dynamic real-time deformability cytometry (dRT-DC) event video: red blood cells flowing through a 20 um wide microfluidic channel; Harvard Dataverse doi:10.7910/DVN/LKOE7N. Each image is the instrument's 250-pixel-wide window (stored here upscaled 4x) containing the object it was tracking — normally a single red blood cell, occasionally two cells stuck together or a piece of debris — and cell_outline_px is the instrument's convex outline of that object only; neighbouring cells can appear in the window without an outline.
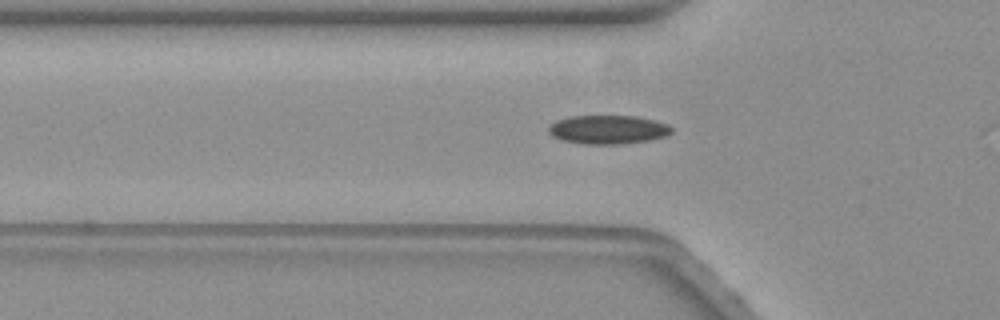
{"species": "common noctule bat (a hibernating species)", "species_latin": "Nyctalus noctula", "temperature_condition": "warm", "stored_images_in_passage": 56, "camera_frame_rate_fps": 3000, "um_per_image_px": 0.085, "animal": {"sex": "female", "body_mass_g": 19.3, "forearm_length_mm": 54.1}, "frame": {"image": 1, "passage_image": 16, "time_ms": 5.0, "image_size_px": [1000, 320], "cell_outline_px": [[672, 132], [668, 136], [648, 140], [620, 144], [584, 144], [560, 140], [552, 136], [548, 132], [548, 128], [556, 120], [568, 116], [636, 116], [668, 124], [672, 128]], "centroid_in_image_um": [51.66, 11.02], "position_along_channel_um": 74.1, "area_um2": 20.69}}
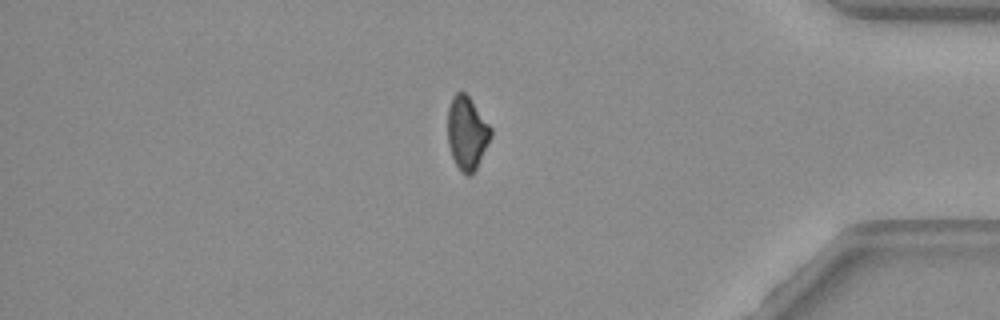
{"frame": {"image": 2, "passage_image": 46, "time_ms": 15.0, "image_size_px": [1000, 320], "cell_outline_px": [[492, 136], [476, 168], [468, 176], [464, 176], [460, 172], [452, 156], [448, 144], [448, 108], [452, 96], [456, 92], [464, 92], [468, 96], [492, 128]], "centroid_in_image_um": [39.68, 11.31], "position_along_channel_um": 395.5, "area_um2": 18.32}}
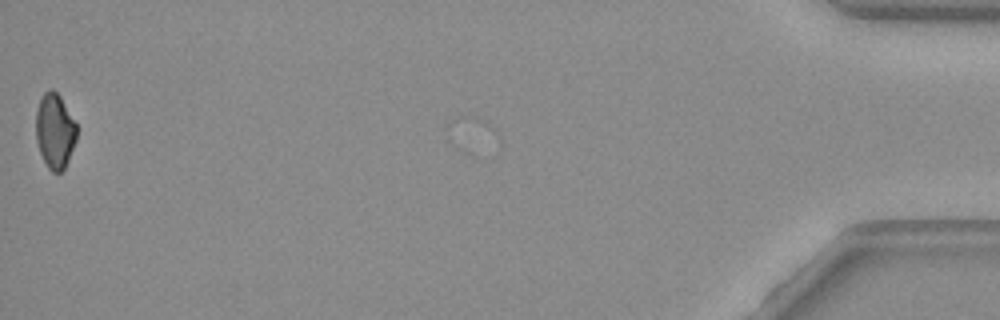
{"frame": {"image": 3, "passage_image": 55, "time_ms": 18.0, "image_size_px": [1000, 320], "cell_outline_px": [[76, 140], [68, 160], [64, 168], [60, 172], [52, 172], [48, 168], [40, 152], [36, 140], [36, 112], [40, 100], [44, 92], [52, 88], [60, 96], [76, 124]], "centroid_in_image_um": [4.65, 11.13], "position_along_channel_um": 430.5, "area_um2": 17.57}, "authors_computed_cell_mechanics": {"area_um2": 18.8428, "velocity_mm_per_s": 3.536, "shape_relaxation_time_tau1_ms": 5.5738, "shape_relaxation_time_tau2_ms": null, "deformation_change_tau1": 0.1296, "deformation_change_tau2": null}}